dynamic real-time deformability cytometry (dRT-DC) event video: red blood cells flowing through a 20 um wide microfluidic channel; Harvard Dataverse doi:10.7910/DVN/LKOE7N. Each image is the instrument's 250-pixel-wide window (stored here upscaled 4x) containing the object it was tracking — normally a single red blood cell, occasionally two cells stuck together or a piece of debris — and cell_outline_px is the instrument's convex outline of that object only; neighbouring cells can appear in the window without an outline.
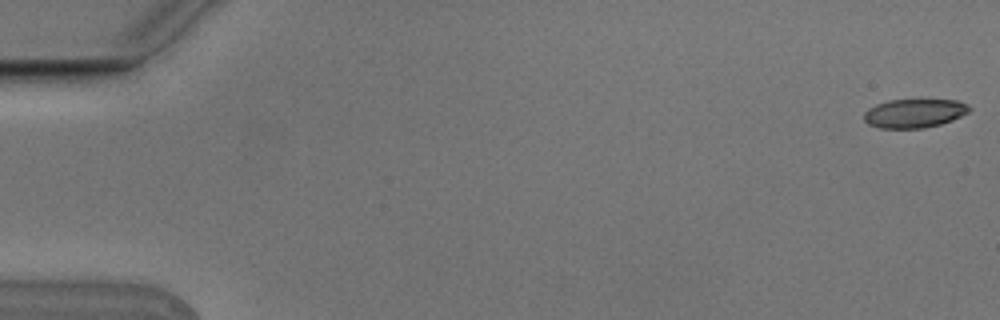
{"species": "Egyptian fruit bat (a non-hibernating species)", "species_latin": "Rousettus aegyptiacus", "temperature_condition": "cold", "stored_images_in_passage": 7, "camera_frame_rate_fps": 3000, "um_per_image_px": 0.085, "animal": {"sex": "male"}, "frame": {"image": 1, "passage_image": 1, "time_ms": 0.0, "image_size_px": [1000, 320], "cell_outline_px": [[972, 108], [968, 112], [952, 120], [940, 124], [924, 128], [880, 128], [868, 124], [864, 120], [864, 112], [868, 108], [876, 104], [888, 100], [956, 100], [968, 104]], "centroid_in_image_um": [77.71, 9.63], "position_along_channel_um": 7.3, "area_um2": 17.69}}
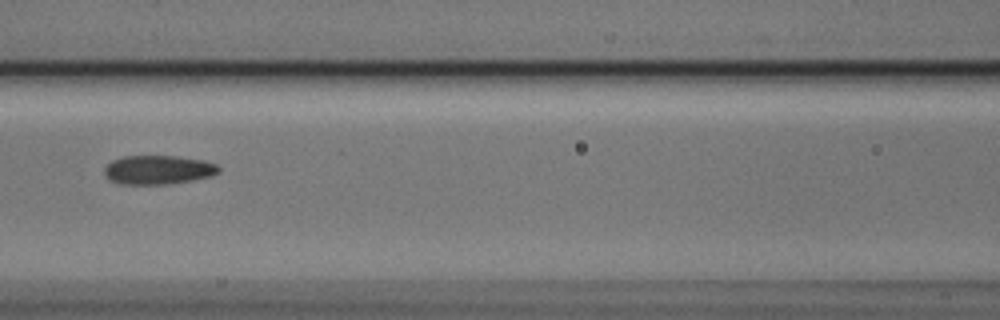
{"frame": {"image": 2, "passage_image": 7, "time_ms": 2.0, "image_size_px": [1000, 320], "cell_outline_px": [[220, 172], [212, 176], [172, 184], [120, 184], [108, 180], [104, 176], [104, 168], [112, 160], [124, 156], [176, 156], [204, 160], [216, 164], [220, 168]], "centroid_in_image_um": [13.44, 14.44], "position_along_channel_um": 153.2, "area_um2": 19.54}}